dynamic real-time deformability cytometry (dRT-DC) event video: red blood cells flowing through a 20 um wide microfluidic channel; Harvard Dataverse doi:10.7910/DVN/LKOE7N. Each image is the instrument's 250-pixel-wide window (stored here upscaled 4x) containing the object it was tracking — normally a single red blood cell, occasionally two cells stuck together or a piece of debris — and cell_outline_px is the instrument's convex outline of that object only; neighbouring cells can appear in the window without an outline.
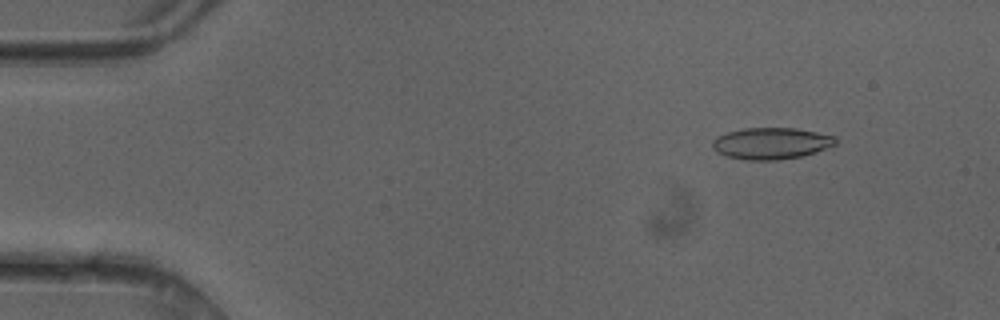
{"species": "common noctule bat (a hibernating species)", "species_latin": "Nyctalus noctula", "temperature_condition": "cold", "stored_images_in_passage": 49, "camera_frame_rate_fps": 3000, "um_per_image_px": 0.085, "animal": {"sex": "female"}, "frame": {"image": 1, "passage_image": 6, "time_ms": 1.667, "image_size_px": [1000, 320], "cell_outline_px": [[836, 144], [816, 152], [800, 156], [776, 160], [748, 160], [728, 156], [716, 152], [712, 148], [712, 140], [716, 136], [728, 132], [744, 128], [796, 128], [836, 136]], "centroid_in_image_um": [65.53, 12.18], "position_along_channel_um": 19.5, "area_um2": 22.6}}
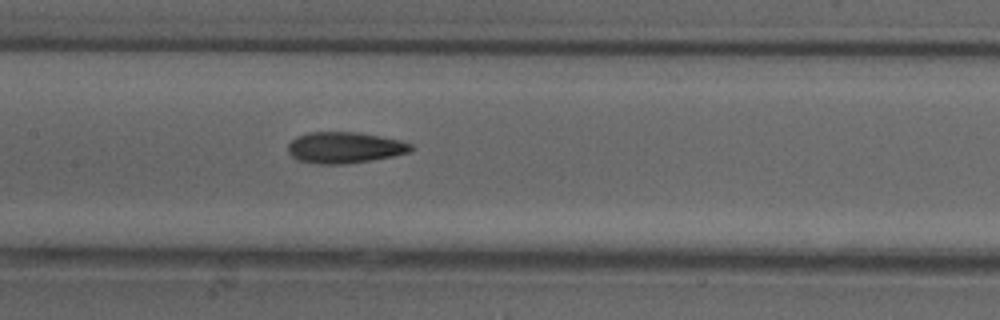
{"frame": {"image": 2, "passage_image": 24, "time_ms": 7.667, "image_size_px": [1000, 320], "cell_outline_px": [[412, 152], [372, 160], [344, 164], [316, 164], [296, 160], [288, 152], [288, 144], [296, 136], [308, 132], [356, 132], [380, 136], [400, 140], [412, 144]], "centroid_in_image_um": [29.28, 12.55], "position_along_channel_um": 178.1, "area_um2": 22.48}}
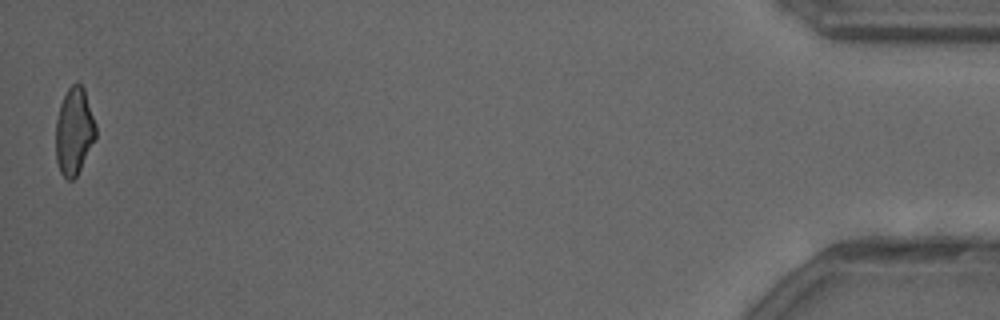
{"frame": {"image": 3, "passage_image": 49, "time_ms": 16.0, "image_size_px": [1000, 320], "cell_outline_px": [[96, 136], [76, 176], [72, 180], [68, 180], [60, 172], [56, 160], [56, 120], [60, 104], [68, 88], [76, 80], [84, 88], [96, 124]], "centroid_in_image_um": [6.29, 11.12], "position_along_channel_um": 428.9, "area_um2": 20.17}, "authors_computed_cell_mechanics": {"area_um2": 21.964, "velocity_mm_per_s": 4.1933, "shape_relaxation_time_tau1_ms": 7.3988, "shape_relaxation_time_tau2_ms": 3.4274, "deformation_change_tau1": 0.1728, "deformation_change_tau2": 0.1161}}